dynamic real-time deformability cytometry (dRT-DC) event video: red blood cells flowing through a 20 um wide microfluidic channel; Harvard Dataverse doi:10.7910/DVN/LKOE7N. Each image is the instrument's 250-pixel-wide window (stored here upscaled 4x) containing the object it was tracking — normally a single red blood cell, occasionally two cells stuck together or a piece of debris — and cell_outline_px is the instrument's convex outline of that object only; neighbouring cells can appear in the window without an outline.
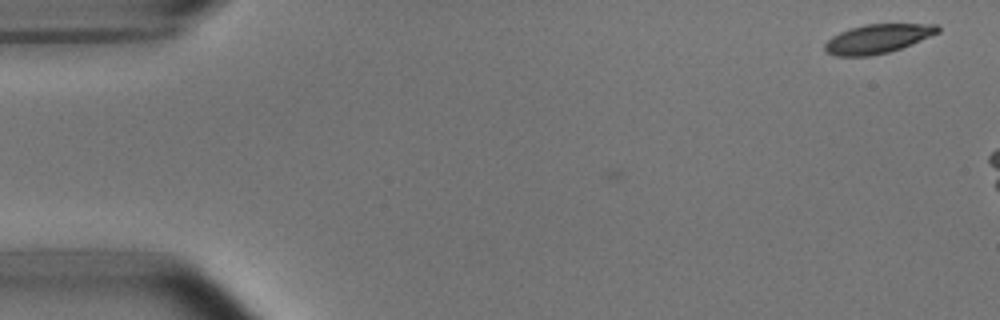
{"species": "common noctule bat (a hibernating species)", "species_latin": "Nyctalus noctula", "temperature_condition": "room temperature", "stored_images_in_passage": 2, "camera_frame_rate_fps": 3000, "um_per_image_px": 0.085, "animal": {"sex": "male", "body_mass_g": 15.6}, "frame": {"image": 1, "passage_image": 2, "time_ms": 0.333, "image_size_px": [1000, 320], "cell_outline_px": [[940, 32], [900, 48], [888, 52], [868, 56], [836, 56], [824, 52], [824, 44], [832, 36], [840, 32], [852, 28], [868, 24], [936, 24], [940, 28]], "centroid_in_image_um": [74.57, 3.3], "position_along_channel_um": 10.4, "area_um2": 18.9}}